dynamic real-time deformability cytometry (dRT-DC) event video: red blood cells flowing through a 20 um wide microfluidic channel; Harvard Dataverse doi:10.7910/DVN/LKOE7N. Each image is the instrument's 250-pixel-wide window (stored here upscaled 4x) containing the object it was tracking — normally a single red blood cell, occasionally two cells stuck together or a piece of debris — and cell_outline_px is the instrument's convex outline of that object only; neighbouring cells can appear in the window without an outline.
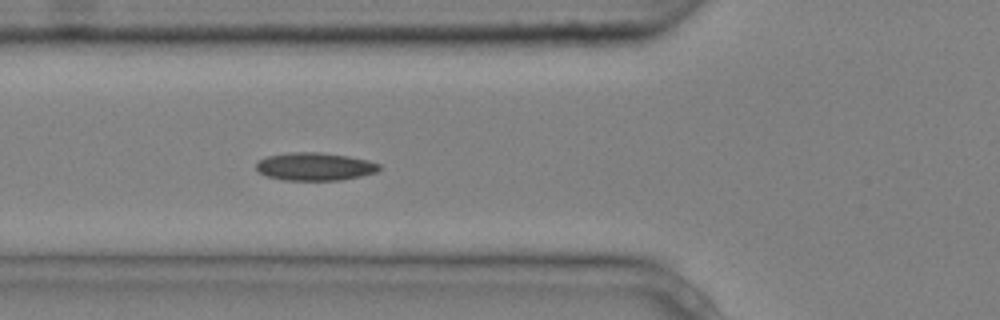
{"species": "common noctule bat (a hibernating species)", "species_latin": "Nyctalus noctula", "temperature_condition": "cold", "stored_images_in_passage": 6, "camera_frame_rate_fps": 3000, "um_per_image_px": 0.085, "animal": {"sex": "male", "body_mass_g": 20.4}, "frame": {"image": 1, "passage_image": 6, "time_ms": 1.667, "image_size_px": [1000, 320], "cell_outline_px": [[380, 168], [376, 172], [360, 176], [340, 180], [284, 180], [268, 176], [260, 172], [256, 168], [256, 164], [260, 160], [268, 156], [288, 152], [320, 152], [348, 156], [368, 160], [380, 164]], "centroid_in_image_um": [26.77, 14.15], "position_along_channel_um": 99.0, "area_um2": 19.88}}